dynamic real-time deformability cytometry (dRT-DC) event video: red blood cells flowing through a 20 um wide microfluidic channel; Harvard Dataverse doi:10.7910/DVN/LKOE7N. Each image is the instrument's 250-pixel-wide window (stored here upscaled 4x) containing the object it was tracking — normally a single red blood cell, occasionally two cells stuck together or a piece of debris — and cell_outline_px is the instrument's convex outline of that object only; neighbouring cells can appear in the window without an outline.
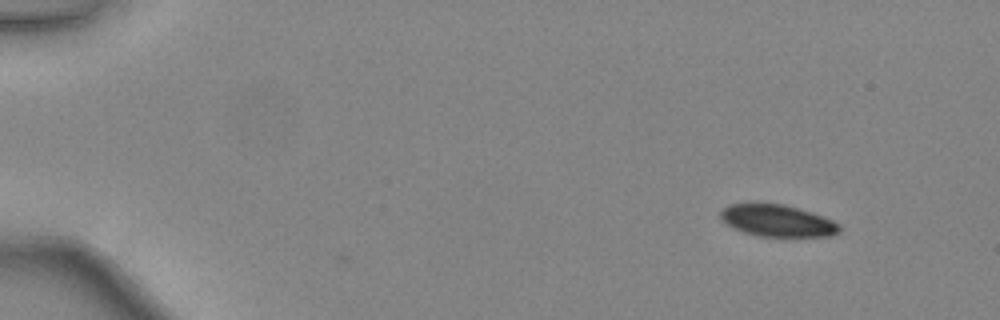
{"species": "common noctule bat (a hibernating species)", "species_latin": "Nyctalus noctula", "temperature_condition": "warm", "stored_images_in_passage": 43, "camera_frame_rate_fps": 3000, "um_per_image_px": 0.085, "animal": {"sex": "female", "body_mass_g": 24.6, "forearm_length_mm": 56.2}, "frame": {"image": 1, "passage_image": 1, "time_ms": 0.0, "image_size_px": [1000, 320], "cell_outline_px": [[840, 232], [832, 236], [756, 236], [744, 232], [728, 224], [720, 216], [720, 212], [724, 208], [732, 204], [752, 200], [784, 204], [832, 220], [840, 224]], "centroid_in_image_um": [66.04, 18.72], "position_along_channel_um": 19.0, "area_um2": 22.25}}
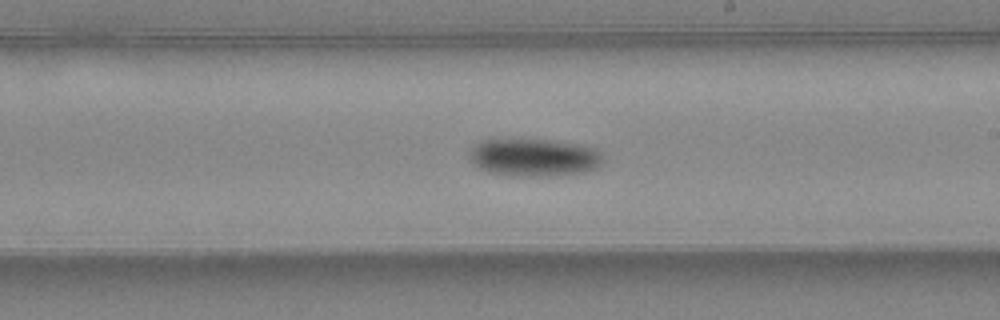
{"frame": {"image": 2, "passage_image": 25, "time_ms": 8.0, "image_size_px": [1000, 320], "cell_outline_px": [[600, 164], [596, 168], [584, 172], [552, 176], [512, 176], [488, 172], [480, 168], [468, 160], [468, 152], [472, 144], [480, 140], [492, 136], [548, 140], [576, 144], [596, 148], [600, 152]], "centroid_in_image_um": [45.24, 13.34], "position_along_channel_um": 243.8, "area_um2": 30.4}}
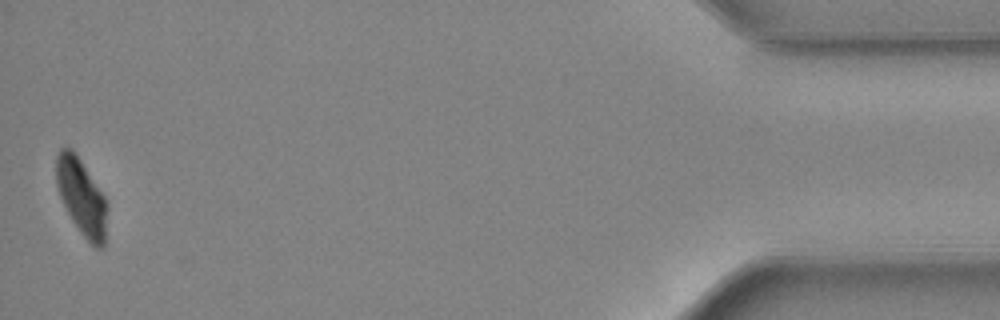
{"frame": {"image": 3, "passage_image": 43, "time_ms": 14.0, "image_size_px": [1000, 320], "cell_outline_px": [[108, 208], [104, 248], [96, 248], [80, 232], [72, 220], [60, 196], [56, 184], [56, 156], [60, 148], [72, 148], [104, 196]], "centroid_in_image_um": [6.94, 16.76], "position_along_channel_um": 428.3, "area_um2": 22.43}, "authors_computed_cell_mechanics": {"area_um2": 26.5302, "velocity_mm_per_s": 4.4425, "shape_relaxation_time_tau1_ms": 1.6396, "shape_relaxation_time_tau2_ms": null, "deformation_change_tau1": 0.0801, "deformation_change_tau2": null}}